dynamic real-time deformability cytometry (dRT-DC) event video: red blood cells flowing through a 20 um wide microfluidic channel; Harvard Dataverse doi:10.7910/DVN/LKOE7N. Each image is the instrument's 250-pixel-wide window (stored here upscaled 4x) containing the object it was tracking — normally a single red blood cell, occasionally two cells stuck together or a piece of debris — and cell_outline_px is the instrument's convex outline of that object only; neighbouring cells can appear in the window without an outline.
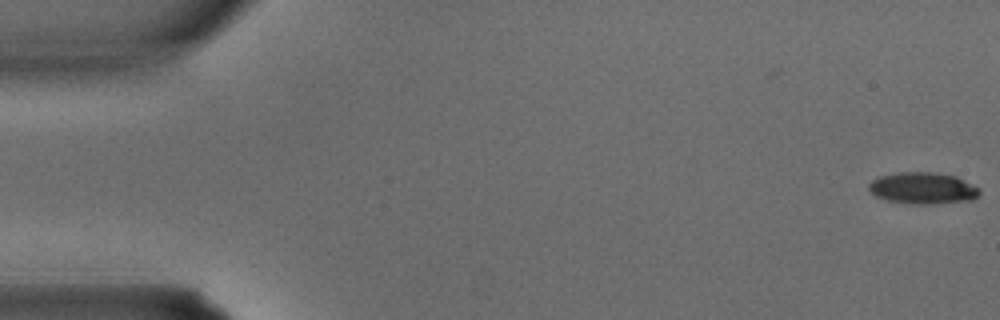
{"species": "common noctule bat (a hibernating species)", "species_latin": "Nyctalus noctula", "temperature_condition": "warm", "stored_images_in_passage": 5, "segment_of_instrument_passage": [2, 2], "camera_frame_rate_fps": 3000, "um_per_image_px": 0.085, "animal": {"sex": "male", "body_mass_g": 15.6}, "frame": {"image": 1, "passage_image": 5, "time_ms": 1.333, "image_size_px": [1000, 320], "cell_outline_px": [[980, 192], [972, 200], [928, 204], [912, 204], [888, 200], [876, 196], [868, 188], [868, 184], [872, 180], [880, 176], [900, 172], [932, 172], [956, 176], [980, 188]], "centroid_in_image_um": [78.44, 15.99], "position_along_channel_um": 6.6, "area_um2": 20.23}}